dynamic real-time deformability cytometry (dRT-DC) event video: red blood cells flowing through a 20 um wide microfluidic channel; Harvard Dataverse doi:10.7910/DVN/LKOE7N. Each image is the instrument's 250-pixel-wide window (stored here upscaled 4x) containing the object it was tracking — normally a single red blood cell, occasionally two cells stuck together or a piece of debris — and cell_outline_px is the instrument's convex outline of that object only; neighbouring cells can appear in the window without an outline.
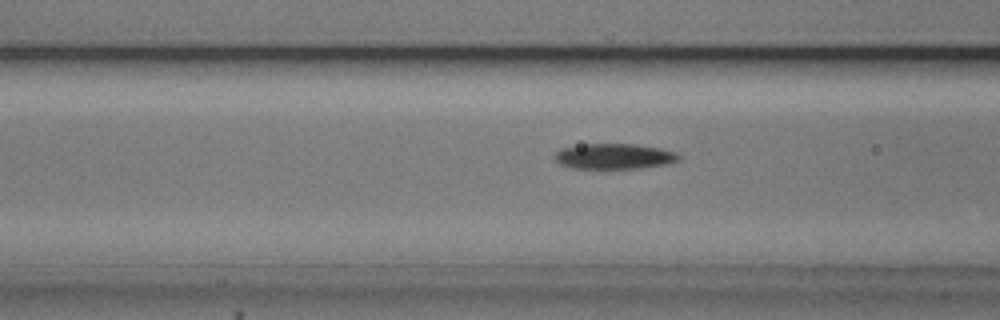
{"species": "common noctule bat (a hibernating species)", "species_latin": "Nyctalus noctula", "temperature_condition": "cold", "stored_images_in_passage": 43, "camera_frame_rate_fps": 3000, "um_per_image_px": 0.085, "animal": {"sex": "male", "body_mass_g": 20.5, "forearm_length_mm": 52.5}, "frame": {"image": 1, "passage_image": 21, "time_ms": 6.667, "image_size_px": [1000, 320], "cell_outline_px": [[680, 160], [668, 164], [640, 168], [572, 168], [560, 164], [552, 156], [556, 152], [564, 148], [584, 144], [636, 144], [660, 148], [676, 152], [680, 156]], "centroid_in_image_um": [52.23, 13.29], "position_along_channel_um": 114.4, "area_um2": 18.38}}
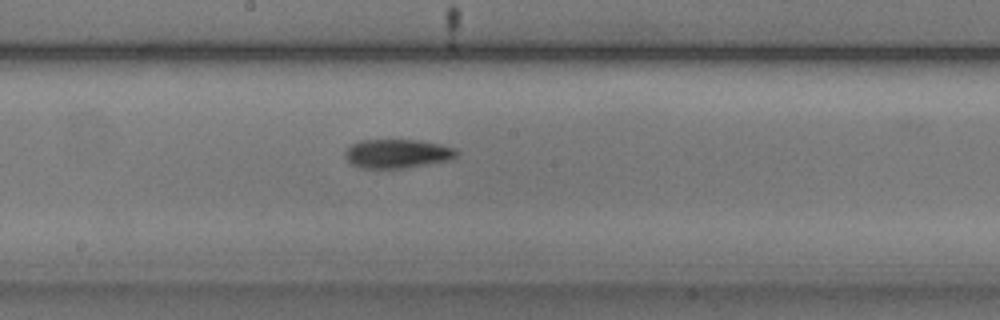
{"frame": {"image": 2, "passage_image": 29, "time_ms": 9.333, "image_size_px": [1000, 320], "cell_outline_px": [[460, 152], [452, 160], [404, 168], [360, 168], [352, 164], [344, 156], [344, 152], [352, 144], [360, 140], [420, 140], [440, 144], [456, 148]], "centroid_in_image_um": [33.81, 13.06], "position_along_channel_um": 214.4, "area_um2": 18.96}}
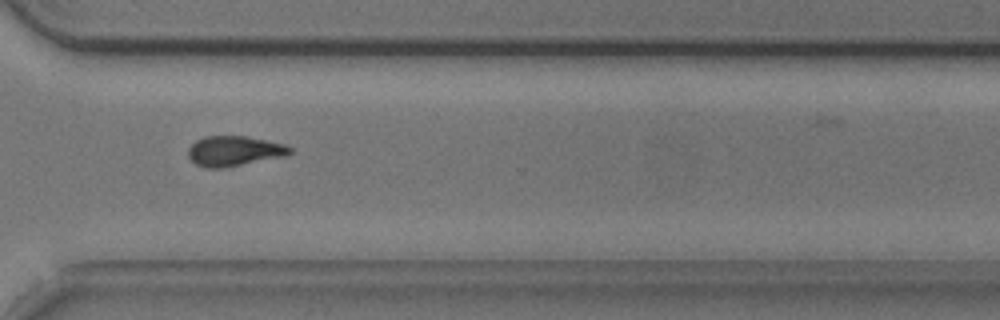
{"frame": {"image": 3, "passage_image": 40, "time_ms": 13.0, "image_size_px": [1000, 320], "cell_outline_px": [[292, 152], [284, 156], [224, 168], [204, 168], [196, 164], [188, 156], [188, 148], [196, 140], [204, 136], [248, 136], [284, 144], [292, 148]], "centroid_in_image_um": [19.89, 12.83], "position_along_channel_um": 350.7, "area_um2": 17.86}}